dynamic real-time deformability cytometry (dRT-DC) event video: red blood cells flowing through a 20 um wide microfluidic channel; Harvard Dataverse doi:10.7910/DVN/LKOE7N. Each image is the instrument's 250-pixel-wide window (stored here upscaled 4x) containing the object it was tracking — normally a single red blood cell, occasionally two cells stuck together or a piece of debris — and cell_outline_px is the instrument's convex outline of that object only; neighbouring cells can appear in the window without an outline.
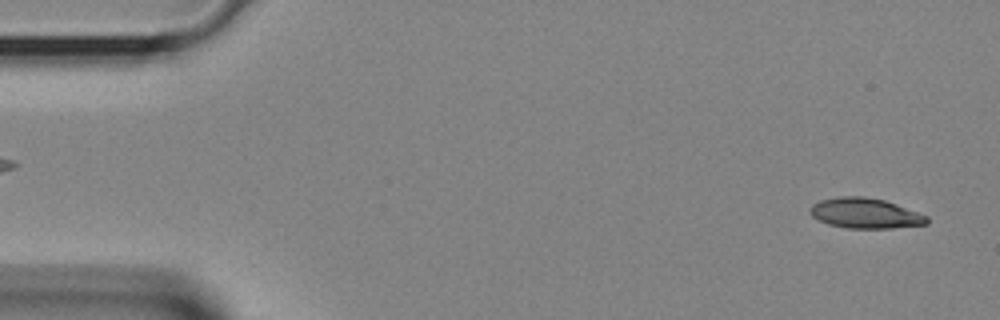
{"species": "Egyptian fruit bat (a non-hibernating species)", "species_latin": "Rousettus aegyptiacus", "temperature_condition": "room temperature", "stored_images_in_passage": 39, "segment_of_instrument_passage": [1, 2], "camera_frame_rate_fps": 3000, "um_per_image_px": 0.085, "animal": {"sex": "female"}, "frame": {"image": 1, "passage_image": 1, "time_ms": 0.0, "image_size_px": [1000, 320], "cell_outline_px": [[928, 224], [892, 228], [844, 228], [828, 224], [812, 216], [808, 212], [808, 208], [812, 204], [820, 200], [840, 196], [864, 196], [884, 200], [896, 204], [928, 216]], "centroid_in_image_um": [73.51, 18.12], "position_along_channel_um": 11.5, "area_um2": 20.69}}
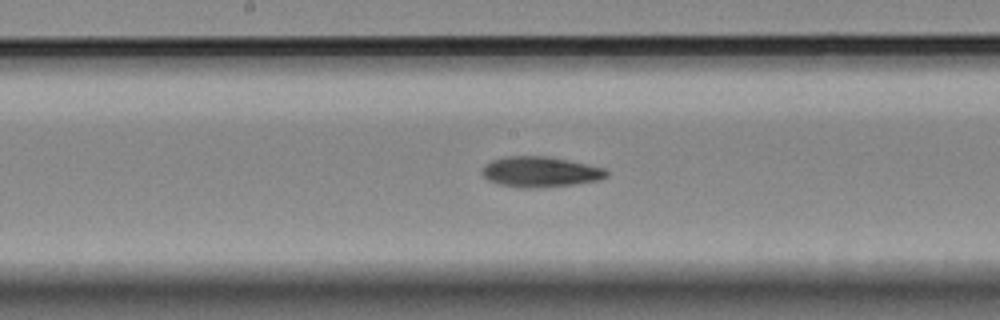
{"frame": {"image": 2, "passage_image": 19, "time_ms": 6.0, "image_size_px": [1000, 320], "cell_outline_px": [[608, 176], [600, 180], [572, 184], [532, 188], [520, 188], [496, 184], [488, 180], [480, 172], [484, 164], [492, 160], [504, 156], [548, 156], [608, 168]], "centroid_in_image_um": [45.91, 14.6], "position_along_channel_um": 202.3, "area_um2": 22.37}}
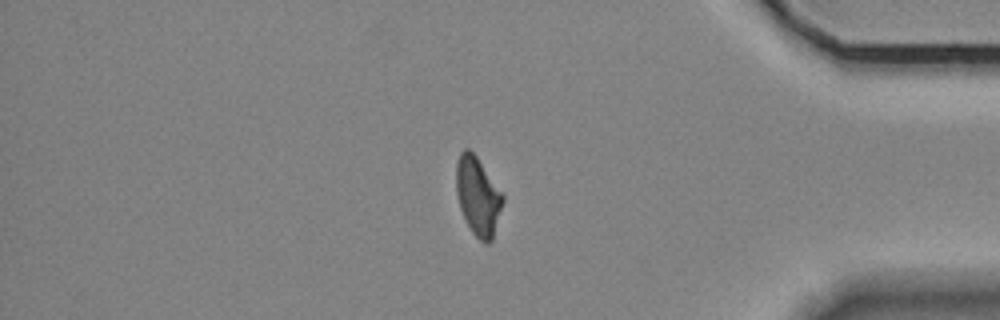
{"frame": {"image": 3, "passage_image": 32, "time_ms": 10.333, "image_size_px": [1000, 320], "cell_outline_px": [[504, 200], [492, 240], [488, 244], [480, 240], [472, 232], [460, 208], [456, 192], [456, 164], [460, 152], [464, 148], [468, 148], [476, 156], [504, 196]], "centroid_in_image_um": [40.61, 16.67], "position_along_channel_um": 394.6, "area_um2": 20.98}}